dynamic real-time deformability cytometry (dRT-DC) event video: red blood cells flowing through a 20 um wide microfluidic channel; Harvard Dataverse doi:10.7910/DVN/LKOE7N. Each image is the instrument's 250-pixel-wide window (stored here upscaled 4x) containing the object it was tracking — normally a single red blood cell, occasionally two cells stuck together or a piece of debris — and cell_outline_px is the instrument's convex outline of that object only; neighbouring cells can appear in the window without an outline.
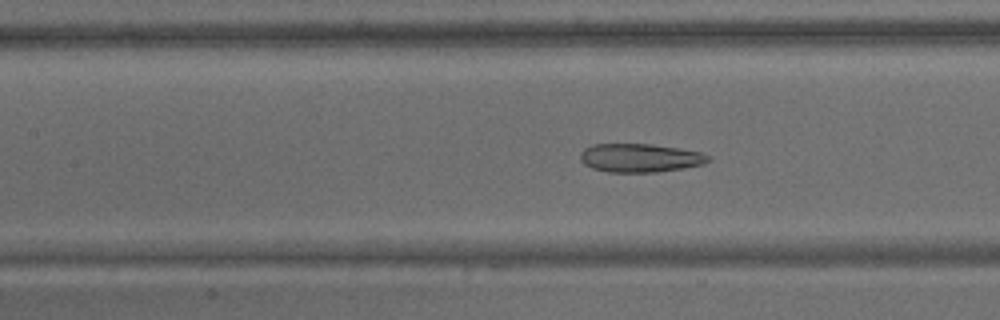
{"species": "common noctule bat (a hibernating species)", "species_latin": "Nyctalus noctula", "temperature_condition": "warm", "stored_images_in_passage": 63, "camera_frame_rate_fps": 3000, "um_per_image_px": 0.085, "animal": {"sex": "male", "body_mass_g": 15.6}, "frame": {"image": 1, "passage_image": 27, "time_ms": 8.667, "image_size_px": [1000, 320], "cell_outline_px": [[712, 160], [704, 164], [684, 168], [656, 172], [608, 172], [592, 168], [584, 164], [580, 160], [580, 152], [584, 148], [592, 144], [652, 144], [700, 152], [708, 156]], "centroid_in_image_um": [54.37, 13.42], "position_along_channel_um": 153.0, "area_um2": 21.33}}
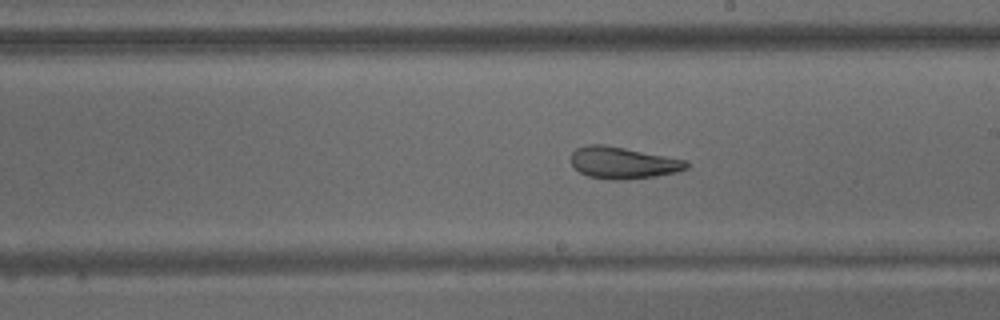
{"frame": {"image": 2, "passage_image": 35, "time_ms": 11.333, "image_size_px": [1000, 320], "cell_outline_px": [[688, 168], [676, 172], [656, 176], [616, 180], [588, 176], [580, 172], [572, 164], [572, 152], [576, 148], [588, 144], [600, 144], [624, 148], [688, 160]], "centroid_in_image_um": [52.97, 13.83], "position_along_channel_um": 236.0, "area_um2": 21.1}}
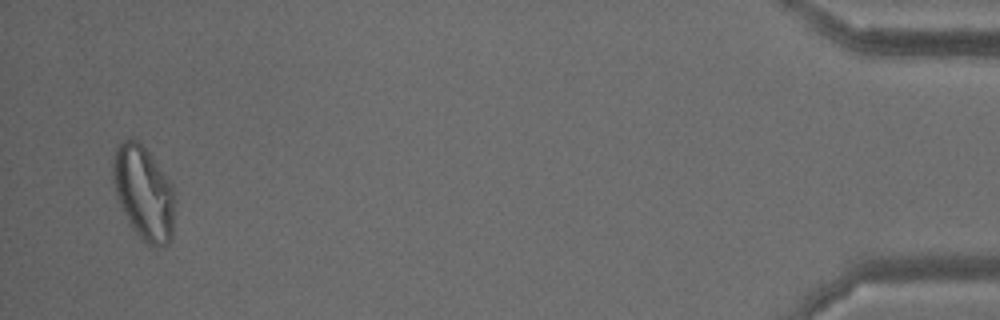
{"frame": {"image": 3, "passage_image": 61, "time_ms": 20.0, "image_size_px": [1000, 320], "cell_outline_px": [[176, 200], [172, 236], [168, 244], [160, 248], [152, 248], [136, 232], [120, 208], [116, 196], [112, 180], [112, 160], [116, 144], [132, 136], [136, 136], [140, 140], [164, 172], [172, 184], [176, 192]], "centroid_in_image_um": [12.22, 16.35], "position_along_channel_um": 423.0, "area_um2": 34.97}, "authors_computed_cell_mechanics": {"area_um2": 27.6862, "velocity_mm_per_s": 3.1241, "shape_relaxation_time_tau1_ms": null, "shape_relaxation_time_tau2_ms": 2.5292, "deformation_change_tau1": null, "deformation_change_tau2": 0.1061}}